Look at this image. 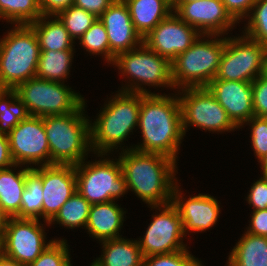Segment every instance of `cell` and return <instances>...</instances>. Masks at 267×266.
<instances>
[{"mask_svg": "<svg viewBox=\"0 0 267 266\" xmlns=\"http://www.w3.org/2000/svg\"><path fill=\"white\" fill-rule=\"evenodd\" d=\"M73 50H40L36 77L61 82L70 72Z\"/></svg>", "mask_w": 267, "mask_h": 266, "instance_id": "28", "label": "cell"}, {"mask_svg": "<svg viewBox=\"0 0 267 266\" xmlns=\"http://www.w3.org/2000/svg\"><path fill=\"white\" fill-rule=\"evenodd\" d=\"M29 116L26 105L14 89H0V133L8 135L20 121Z\"/></svg>", "mask_w": 267, "mask_h": 266, "instance_id": "29", "label": "cell"}, {"mask_svg": "<svg viewBox=\"0 0 267 266\" xmlns=\"http://www.w3.org/2000/svg\"><path fill=\"white\" fill-rule=\"evenodd\" d=\"M0 169V205L9 217L20 213L22 194L25 189L26 168L14 173L12 167Z\"/></svg>", "mask_w": 267, "mask_h": 266, "instance_id": "26", "label": "cell"}, {"mask_svg": "<svg viewBox=\"0 0 267 266\" xmlns=\"http://www.w3.org/2000/svg\"><path fill=\"white\" fill-rule=\"evenodd\" d=\"M252 10L244 34L267 47V0H256Z\"/></svg>", "mask_w": 267, "mask_h": 266, "instance_id": "34", "label": "cell"}, {"mask_svg": "<svg viewBox=\"0 0 267 266\" xmlns=\"http://www.w3.org/2000/svg\"><path fill=\"white\" fill-rule=\"evenodd\" d=\"M112 63L118 67L122 75L132 78L131 81L133 82L137 80L135 81L136 83L132 82L131 86L122 87L121 91L154 94L141 87L142 84L139 83L154 87H174L171 79V63L149 49L144 43L139 46V49L137 47L130 51L119 53Z\"/></svg>", "mask_w": 267, "mask_h": 266, "instance_id": "8", "label": "cell"}, {"mask_svg": "<svg viewBox=\"0 0 267 266\" xmlns=\"http://www.w3.org/2000/svg\"><path fill=\"white\" fill-rule=\"evenodd\" d=\"M114 1L115 0H74L73 5L99 18Z\"/></svg>", "mask_w": 267, "mask_h": 266, "instance_id": "42", "label": "cell"}, {"mask_svg": "<svg viewBox=\"0 0 267 266\" xmlns=\"http://www.w3.org/2000/svg\"><path fill=\"white\" fill-rule=\"evenodd\" d=\"M0 40V89H15L36 77L40 46L29 24L14 26Z\"/></svg>", "mask_w": 267, "mask_h": 266, "instance_id": "5", "label": "cell"}, {"mask_svg": "<svg viewBox=\"0 0 267 266\" xmlns=\"http://www.w3.org/2000/svg\"><path fill=\"white\" fill-rule=\"evenodd\" d=\"M229 14L238 22L249 16L256 0H221ZM248 14V15H247ZM245 16V17H244Z\"/></svg>", "mask_w": 267, "mask_h": 266, "instance_id": "40", "label": "cell"}, {"mask_svg": "<svg viewBox=\"0 0 267 266\" xmlns=\"http://www.w3.org/2000/svg\"><path fill=\"white\" fill-rule=\"evenodd\" d=\"M0 266H25L0 251Z\"/></svg>", "mask_w": 267, "mask_h": 266, "instance_id": "46", "label": "cell"}, {"mask_svg": "<svg viewBox=\"0 0 267 266\" xmlns=\"http://www.w3.org/2000/svg\"><path fill=\"white\" fill-rule=\"evenodd\" d=\"M84 162L75 165L76 190L91 205L116 200L126 193L127 183L119 159Z\"/></svg>", "mask_w": 267, "mask_h": 266, "instance_id": "9", "label": "cell"}, {"mask_svg": "<svg viewBox=\"0 0 267 266\" xmlns=\"http://www.w3.org/2000/svg\"><path fill=\"white\" fill-rule=\"evenodd\" d=\"M42 189V218L49 225L60 208L77 191L75 166L61 164L42 166Z\"/></svg>", "mask_w": 267, "mask_h": 266, "instance_id": "17", "label": "cell"}, {"mask_svg": "<svg viewBox=\"0 0 267 266\" xmlns=\"http://www.w3.org/2000/svg\"><path fill=\"white\" fill-rule=\"evenodd\" d=\"M39 219L11 217L0 238V251L17 262L28 265L51 244Z\"/></svg>", "mask_w": 267, "mask_h": 266, "instance_id": "12", "label": "cell"}, {"mask_svg": "<svg viewBox=\"0 0 267 266\" xmlns=\"http://www.w3.org/2000/svg\"><path fill=\"white\" fill-rule=\"evenodd\" d=\"M254 116L267 117V72L252 81Z\"/></svg>", "mask_w": 267, "mask_h": 266, "instance_id": "38", "label": "cell"}, {"mask_svg": "<svg viewBox=\"0 0 267 266\" xmlns=\"http://www.w3.org/2000/svg\"><path fill=\"white\" fill-rule=\"evenodd\" d=\"M247 123H251V144L260 161L267 154V117L253 116Z\"/></svg>", "mask_w": 267, "mask_h": 266, "instance_id": "37", "label": "cell"}, {"mask_svg": "<svg viewBox=\"0 0 267 266\" xmlns=\"http://www.w3.org/2000/svg\"><path fill=\"white\" fill-rule=\"evenodd\" d=\"M11 157L8 135L0 133V169L14 166Z\"/></svg>", "mask_w": 267, "mask_h": 266, "instance_id": "44", "label": "cell"}, {"mask_svg": "<svg viewBox=\"0 0 267 266\" xmlns=\"http://www.w3.org/2000/svg\"><path fill=\"white\" fill-rule=\"evenodd\" d=\"M250 221L247 233L267 237V209L253 211Z\"/></svg>", "mask_w": 267, "mask_h": 266, "instance_id": "41", "label": "cell"}, {"mask_svg": "<svg viewBox=\"0 0 267 266\" xmlns=\"http://www.w3.org/2000/svg\"><path fill=\"white\" fill-rule=\"evenodd\" d=\"M202 36L194 27L182 21L174 12L162 20L143 43L170 63Z\"/></svg>", "mask_w": 267, "mask_h": 266, "instance_id": "16", "label": "cell"}, {"mask_svg": "<svg viewBox=\"0 0 267 266\" xmlns=\"http://www.w3.org/2000/svg\"><path fill=\"white\" fill-rule=\"evenodd\" d=\"M41 16L40 0H0V18L11 24H30Z\"/></svg>", "mask_w": 267, "mask_h": 266, "instance_id": "30", "label": "cell"}, {"mask_svg": "<svg viewBox=\"0 0 267 266\" xmlns=\"http://www.w3.org/2000/svg\"><path fill=\"white\" fill-rule=\"evenodd\" d=\"M115 95L90 124V148L101 157L117 149L138 126L141 94L119 90Z\"/></svg>", "mask_w": 267, "mask_h": 266, "instance_id": "3", "label": "cell"}, {"mask_svg": "<svg viewBox=\"0 0 267 266\" xmlns=\"http://www.w3.org/2000/svg\"><path fill=\"white\" fill-rule=\"evenodd\" d=\"M206 87L237 127L254 116L252 82L213 79Z\"/></svg>", "mask_w": 267, "mask_h": 266, "instance_id": "19", "label": "cell"}, {"mask_svg": "<svg viewBox=\"0 0 267 266\" xmlns=\"http://www.w3.org/2000/svg\"><path fill=\"white\" fill-rule=\"evenodd\" d=\"M137 33L146 37L162 20L173 11L168 0H124Z\"/></svg>", "mask_w": 267, "mask_h": 266, "instance_id": "22", "label": "cell"}, {"mask_svg": "<svg viewBox=\"0 0 267 266\" xmlns=\"http://www.w3.org/2000/svg\"><path fill=\"white\" fill-rule=\"evenodd\" d=\"M68 245L65 240H53L35 261L26 266H67L70 261Z\"/></svg>", "mask_w": 267, "mask_h": 266, "instance_id": "35", "label": "cell"}, {"mask_svg": "<svg viewBox=\"0 0 267 266\" xmlns=\"http://www.w3.org/2000/svg\"><path fill=\"white\" fill-rule=\"evenodd\" d=\"M228 261V266H267V237L245 232Z\"/></svg>", "mask_w": 267, "mask_h": 266, "instance_id": "25", "label": "cell"}, {"mask_svg": "<svg viewBox=\"0 0 267 266\" xmlns=\"http://www.w3.org/2000/svg\"><path fill=\"white\" fill-rule=\"evenodd\" d=\"M177 1H196V0H177Z\"/></svg>", "mask_w": 267, "mask_h": 266, "instance_id": "49", "label": "cell"}, {"mask_svg": "<svg viewBox=\"0 0 267 266\" xmlns=\"http://www.w3.org/2000/svg\"><path fill=\"white\" fill-rule=\"evenodd\" d=\"M157 207L162 211L153 216L144 238L138 240L143 258L187 249L181 241L186 234L177 208L172 203L151 208Z\"/></svg>", "mask_w": 267, "mask_h": 266, "instance_id": "13", "label": "cell"}, {"mask_svg": "<svg viewBox=\"0 0 267 266\" xmlns=\"http://www.w3.org/2000/svg\"><path fill=\"white\" fill-rule=\"evenodd\" d=\"M118 158L127 189L132 190L150 206L172 202L176 162L164 155L147 153L122 147Z\"/></svg>", "mask_w": 267, "mask_h": 266, "instance_id": "2", "label": "cell"}, {"mask_svg": "<svg viewBox=\"0 0 267 266\" xmlns=\"http://www.w3.org/2000/svg\"><path fill=\"white\" fill-rule=\"evenodd\" d=\"M85 103L75 112L46 116L43 125L50 150V165H78L90 146L89 119L83 114Z\"/></svg>", "mask_w": 267, "mask_h": 266, "instance_id": "4", "label": "cell"}, {"mask_svg": "<svg viewBox=\"0 0 267 266\" xmlns=\"http://www.w3.org/2000/svg\"><path fill=\"white\" fill-rule=\"evenodd\" d=\"M90 207L91 204L76 191L60 208L49 224L56 221L70 229L80 226L86 228Z\"/></svg>", "mask_w": 267, "mask_h": 266, "instance_id": "31", "label": "cell"}, {"mask_svg": "<svg viewBox=\"0 0 267 266\" xmlns=\"http://www.w3.org/2000/svg\"><path fill=\"white\" fill-rule=\"evenodd\" d=\"M188 250L143 258V266H203Z\"/></svg>", "mask_w": 267, "mask_h": 266, "instance_id": "36", "label": "cell"}, {"mask_svg": "<svg viewBox=\"0 0 267 266\" xmlns=\"http://www.w3.org/2000/svg\"><path fill=\"white\" fill-rule=\"evenodd\" d=\"M249 205L255 210L267 209V177L263 176L251 186L247 197Z\"/></svg>", "mask_w": 267, "mask_h": 266, "instance_id": "39", "label": "cell"}, {"mask_svg": "<svg viewBox=\"0 0 267 266\" xmlns=\"http://www.w3.org/2000/svg\"><path fill=\"white\" fill-rule=\"evenodd\" d=\"M138 126L143 143L134 150L164 155L176 162L184 136L178 97L141 94Z\"/></svg>", "mask_w": 267, "mask_h": 266, "instance_id": "1", "label": "cell"}, {"mask_svg": "<svg viewBox=\"0 0 267 266\" xmlns=\"http://www.w3.org/2000/svg\"><path fill=\"white\" fill-rule=\"evenodd\" d=\"M173 12L203 35L202 39L222 36L237 23L221 0L176 1Z\"/></svg>", "mask_w": 267, "mask_h": 266, "instance_id": "15", "label": "cell"}, {"mask_svg": "<svg viewBox=\"0 0 267 266\" xmlns=\"http://www.w3.org/2000/svg\"><path fill=\"white\" fill-rule=\"evenodd\" d=\"M86 51L93 54H104L105 60L110 62V47L107 31L98 18L92 26L78 39ZM100 53V54H99Z\"/></svg>", "mask_w": 267, "mask_h": 266, "instance_id": "33", "label": "cell"}, {"mask_svg": "<svg viewBox=\"0 0 267 266\" xmlns=\"http://www.w3.org/2000/svg\"><path fill=\"white\" fill-rule=\"evenodd\" d=\"M200 40L171 62V79L174 88L206 87L216 76L226 38Z\"/></svg>", "mask_w": 267, "mask_h": 266, "instance_id": "6", "label": "cell"}, {"mask_svg": "<svg viewBox=\"0 0 267 266\" xmlns=\"http://www.w3.org/2000/svg\"><path fill=\"white\" fill-rule=\"evenodd\" d=\"M9 219H10L9 215L4 211L3 207L0 205V238L2 237L4 230L7 227Z\"/></svg>", "mask_w": 267, "mask_h": 266, "instance_id": "45", "label": "cell"}, {"mask_svg": "<svg viewBox=\"0 0 267 266\" xmlns=\"http://www.w3.org/2000/svg\"><path fill=\"white\" fill-rule=\"evenodd\" d=\"M8 139L15 165H50V150L42 117L29 116L20 121L8 134Z\"/></svg>", "mask_w": 267, "mask_h": 266, "instance_id": "14", "label": "cell"}, {"mask_svg": "<svg viewBox=\"0 0 267 266\" xmlns=\"http://www.w3.org/2000/svg\"><path fill=\"white\" fill-rule=\"evenodd\" d=\"M50 17L42 15L29 24L37 35L40 50H74L72 47L74 40L70 37L63 22L57 15L54 16V20L46 21Z\"/></svg>", "mask_w": 267, "mask_h": 266, "instance_id": "24", "label": "cell"}, {"mask_svg": "<svg viewBox=\"0 0 267 266\" xmlns=\"http://www.w3.org/2000/svg\"><path fill=\"white\" fill-rule=\"evenodd\" d=\"M57 16L63 22L73 40L79 39L98 19L92 13L75 5H71L61 11Z\"/></svg>", "mask_w": 267, "mask_h": 266, "instance_id": "32", "label": "cell"}, {"mask_svg": "<svg viewBox=\"0 0 267 266\" xmlns=\"http://www.w3.org/2000/svg\"><path fill=\"white\" fill-rule=\"evenodd\" d=\"M74 4V0H40L42 15L55 16Z\"/></svg>", "mask_w": 267, "mask_h": 266, "instance_id": "43", "label": "cell"}, {"mask_svg": "<svg viewBox=\"0 0 267 266\" xmlns=\"http://www.w3.org/2000/svg\"><path fill=\"white\" fill-rule=\"evenodd\" d=\"M101 243L103 254L94 260L96 266H143V256L137 240L120 236Z\"/></svg>", "mask_w": 267, "mask_h": 266, "instance_id": "23", "label": "cell"}, {"mask_svg": "<svg viewBox=\"0 0 267 266\" xmlns=\"http://www.w3.org/2000/svg\"><path fill=\"white\" fill-rule=\"evenodd\" d=\"M62 83L35 77L20 83L14 90L30 116L65 115L77 111L85 100Z\"/></svg>", "mask_w": 267, "mask_h": 266, "instance_id": "7", "label": "cell"}, {"mask_svg": "<svg viewBox=\"0 0 267 266\" xmlns=\"http://www.w3.org/2000/svg\"><path fill=\"white\" fill-rule=\"evenodd\" d=\"M178 190V184L172 191V204L177 208L181 216L184 234L188 231L202 232L216 224L219 217L220 205L210 195L198 194L184 201Z\"/></svg>", "mask_w": 267, "mask_h": 266, "instance_id": "20", "label": "cell"}, {"mask_svg": "<svg viewBox=\"0 0 267 266\" xmlns=\"http://www.w3.org/2000/svg\"><path fill=\"white\" fill-rule=\"evenodd\" d=\"M170 3L174 4L177 0H168Z\"/></svg>", "mask_w": 267, "mask_h": 266, "instance_id": "48", "label": "cell"}, {"mask_svg": "<svg viewBox=\"0 0 267 266\" xmlns=\"http://www.w3.org/2000/svg\"><path fill=\"white\" fill-rule=\"evenodd\" d=\"M43 189L42 165L26 167L25 189L22 194L20 213L17 218L39 219L42 216Z\"/></svg>", "mask_w": 267, "mask_h": 266, "instance_id": "27", "label": "cell"}, {"mask_svg": "<svg viewBox=\"0 0 267 266\" xmlns=\"http://www.w3.org/2000/svg\"><path fill=\"white\" fill-rule=\"evenodd\" d=\"M123 208L115 201L91 205L86 225L88 233L101 241L119 238V229L124 221Z\"/></svg>", "mask_w": 267, "mask_h": 266, "instance_id": "21", "label": "cell"}, {"mask_svg": "<svg viewBox=\"0 0 267 266\" xmlns=\"http://www.w3.org/2000/svg\"><path fill=\"white\" fill-rule=\"evenodd\" d=\"M99 19L104 24L108 35L110 64L119 53L135 49L143 43L142 37L134 28L124 0H115Z\"/></svg>", "mask_w": 267, "mask_h": 266, "instance_id": "18", "label": "cell"}, {"mask_svg": "<svg viewBox=\"0 0 267 266\" xmlns=\"http://www.w3.org/2000/svg\"><path fill=\"white\" fill-rule=\"evenodd\" d=\"M243 36L226 37L214 79L252 82L267 72V47L245 34Z\"/></svg>", "mask_w": 267, "mask_h": 266, "instance_id": "10", "label": "cell"}, {"mask_svg": "<svg viewBox=\"0 0 267 266\" xmlns=\"http://www.w3.org/2000/svg\"><path fill=\"white\" fill-rule=\"evenodd\" d=\"M263 170V176L267 177V154L259 161Z\"/></svg>", "mask_w": 267, "mask_h": 266, "instance_id": "47", "label": "cell"}, {"mask_svg": "<svg viewBox=\"0 0 267 266\" xmlns=\"http://www.w3.org/2000/svg\"><path fill=\"white\" fill-rule=\"evenodd\" d=\"M180 96L181 120L184 135L190 125L206 131H232L238 127L229 118L207 87L182 88Z\"/></svg>", "mask_w": 267, "mask_h": 266, "instance_id": "11", "label": "cell"}]
</instances>
